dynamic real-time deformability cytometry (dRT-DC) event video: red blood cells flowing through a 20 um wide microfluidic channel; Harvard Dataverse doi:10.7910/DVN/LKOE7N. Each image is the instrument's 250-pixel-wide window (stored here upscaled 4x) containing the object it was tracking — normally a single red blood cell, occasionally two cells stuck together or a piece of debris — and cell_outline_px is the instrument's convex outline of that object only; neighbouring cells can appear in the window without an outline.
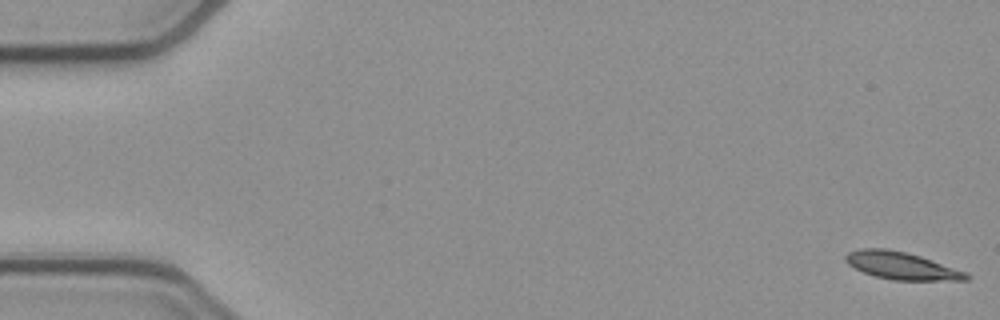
{"species": "common noctule bat (a hibernating species)", "species_latin": "Nyctalus noctula", "temperature_condition": "cold", "stored_images_in_passage": 53, "camera_frame_rate_fps": 3000, "um_per_image_px": 0.085, "animal": {"sex": "female", "body_mass_g": 21.9}, "frame": {"image": 1, "passage_image": 1, "time_ms": 0.0, "image_size_px": [1000, 320], "cell_outline_px": [[972, 276], [968, 280], [892, 280], [876, 276], [864, 272], [848, 264], [844, 260], [844, 256], [848, 252], [860, 248], [888, 248], [920, 256], [968, 272]], "centroid_in_image_um": [76.65, 22.58], "position_along_channel_um": 8.4, "area_um2": 19.31}}
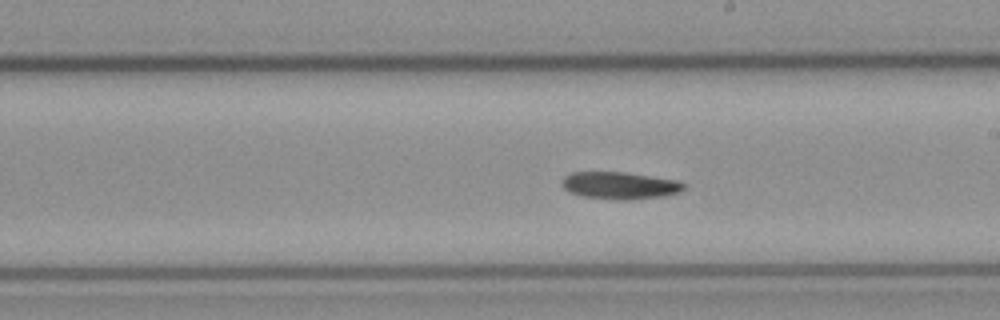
{"frame": {"image": 2, "passage_image": 30, "time_ms": 9.667, "image_size_px": [1000, 320], "cell_outline_px": [[688, 184], [680, 192], [664, 196], [632, 200], [616, 200], [580, 196], [568, 192], [560, 184], [560, 180], [564, 176], [572, 172], [624, 172], [676, 180]], "centroid_in_image_um": [52.65, 15.77], "position_along_channel_um": 236.3, "area_um2": 19.65}}
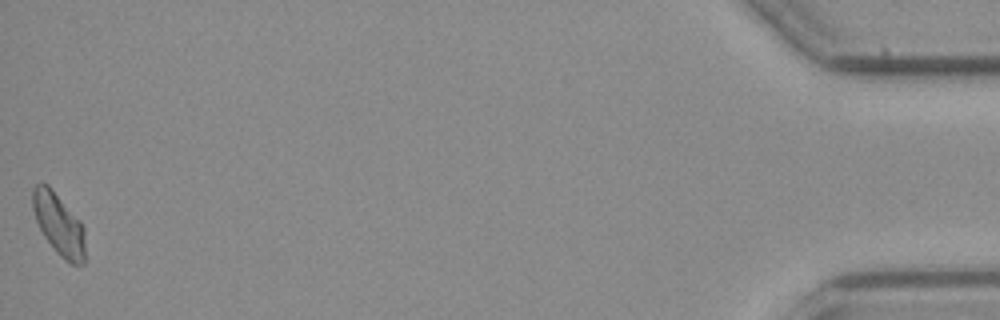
{"frame": {"image": 3, "passage_image": 53, "time_ms": 17.333, "image_size_px": [1000, 320], "cell_outline_px": [[84, 264], [72, 264], [64, 260], [56, 252], [44, 236], [36, 220], [32, 208], [32, 188], [36, 184], [48, 184], [52, 188], [80, 220], [84, 228]], "centroid_in_image_um": [4.99, 19.05], "position_along_channel_um": 430.2, "area_um2": 18.9}, "authors_computed_cell_mechanics": {"area_um2": 19.1896, "velocity_mm_per_s": 3.8543, "shape_relaxation_time_tau1_ms": 6.0513, "shape_relaxation_time_tau2_ms": null, "deformation_change_tau1": 0.138, "deformation_change_tau2": null}}